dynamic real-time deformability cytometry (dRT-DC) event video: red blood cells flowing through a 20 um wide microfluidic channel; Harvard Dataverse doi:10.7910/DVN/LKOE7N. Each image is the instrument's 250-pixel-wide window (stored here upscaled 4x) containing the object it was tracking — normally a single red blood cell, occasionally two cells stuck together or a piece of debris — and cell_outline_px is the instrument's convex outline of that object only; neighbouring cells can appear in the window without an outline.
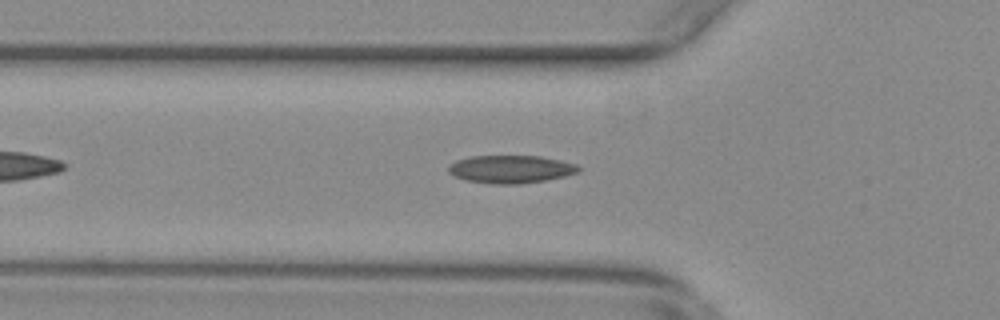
{"species": "common noctule bat (a hibernating species)", "species_latin": "Nyctalus noctula", "temperature_condition": "warm", "stored_images_in_passage": 39, "camera_frame_rate_fps": 3000, "um_per_image_px": 0.085, "animal": {"sex": "female", "body_mass_g": 29.2, "forearm_length_mm": 56.3}, "frame": {"image": 1, "passage_image": 9, "time_ms": 2.667, "image_size_px": [1000, 320], "cell_outline_px": [[580, 168], [576, 172], [564, 176], [544, 180], [516, 184], [492, 184], [464, 180], [452, 176], [448, 172], [448, 164], [456, 160], [468, 156], [540, 156], [560, 160], [576, 164]], "centroid_in_image_um": [43.32, 14.37], "position_along_channel_um": 82.5, "area_um2": 21.15}}
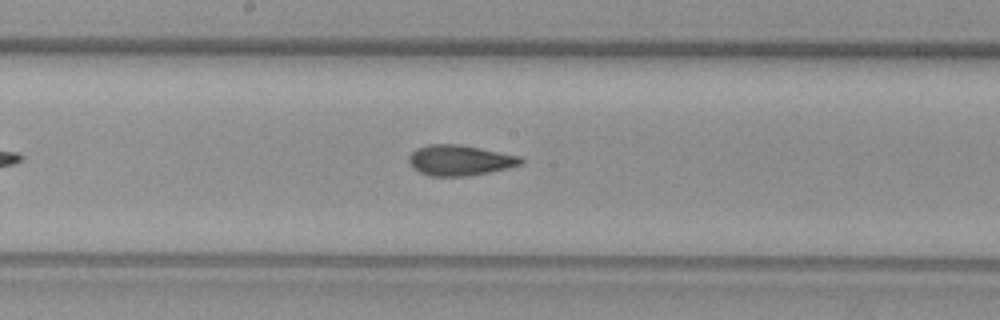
{"frame": {"image": 2, "passage_image": 19, "time_ms": 6.0, "image_size_px": [1000, 320], "cell_outline_px": [[524, 160], [520, 164], [472, 176], [428, 176], [412, 168], [408, 160], [408, 156], [416, 148], [428, 144], [460, 144], [520, 156]], "centroid_in_image_um": [39.02, 13.62], "position_along_channel_um": 209.2, "area_um2": 19.88}}
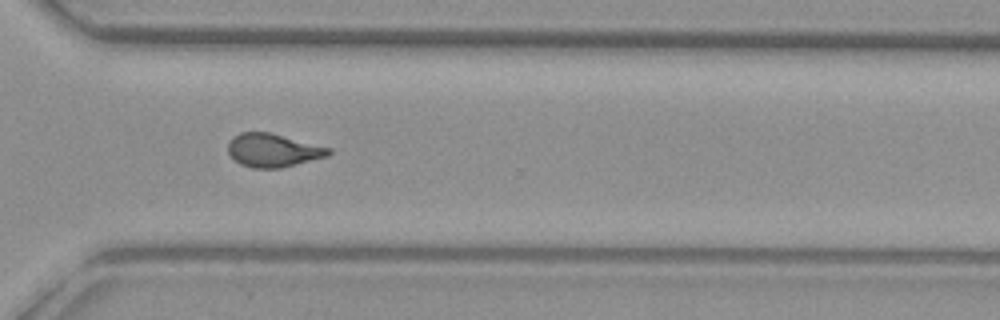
{"frame": {"image": 3, "passage_image": 30, "time_ms": 9.667, "image_size_px": [1000, 320], "cell_outline_px": [[332, 152], [328, 156], [280, 168], [252, 168], [240, 164], [228, 152], [228, 144], [240, 132], [268, 132], [332, 148]], "centroid_in_image_um": [23.24, 12.78], "position_along_channel_um": 347.4, "area_um2": 19.31}, "authors_computed_cell_mechanics": {"area_um2": 19.8254, "velocity_mm_per_s": 3.7791, "shape_relaxation_time_tau1_ms": null, "shape_relaxation_time_tau2_ms": 1.6875, "deformation_change_tau1": null, "deformation_change_tau2": 0.073}}